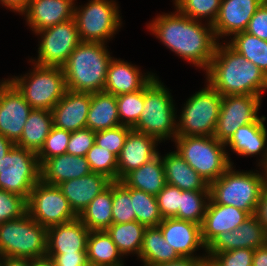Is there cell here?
<instances>
[{
    "label": "cell",
    "instance_id": "obj_34",
    "mask_svg": "<svg viewBox=\"0 0 267 266\" xmlns=\"http://www.w3.org/2000/svg\"><path fill=\"white\" fill-rule=\"evenodd\" d=\"M112 183L98 194L78 218L90 231H105L112 225Z\"/></svg>",
    "mask_w": 267,
    "mask_h": 266
},
{
    "label": "cell",
    "instance_id": "obj_26",
    "mask_svg": "<svg viewBox=\"0 0 267 266\" xmlns=\"http://www.w3.org/2000/svg\"><path fill=\"white\" fill-rule=\"evenodd\" d=\"M113 181L103 174L91 172L58 185L74 213L79 216L88 204Z\"/></svg>",
    "mask_w": 267,
    "mask_h": 266
},
{
    "label": "cell",
    "instance_id": "obj_14",
    "mask_svg": "<svg viewBox=\"0 0 267 266\" xmlns=\"http://www.w3.org/2000/svg\"><path fill=\"white\" fill-rule=\"evenodd\" d=\"M263 96L226 95L222 96L220 114L217 120L214 137L226 143L236 130L247 124L258 121V114Z\"/></svg>",
    "mask_w": 267,
    "mask_h": 266
},
{
    "label": "cell",
    "instance_id": "obj_36",
    "mask_svg": "<svg viewBox=\"0 0 267 266\" xmlns=\"http://www.w3.org/2000/svg\"><path fill=\"white\" fill-rule=\"evenodd\" d=\"M225 42L237 53L260 68L267 76V41L246 31L238 32Z\"/></svg>",
    "mask_w": 267,
    "mask_h": 266
},
{
    "label": "cell",
    "instance_id": "obj_47",
    "mask_svg": "<svg viewBox=\"0 0 267 266\" xmlns=\"http://www.w3.org/2000/svg\"><path fill=\"white\" fill-rule=\"evenodd\" d=\"M156 199L162 218H174L180 208L181 189L176 186L167 184L156 195Z\"/></svg>",
    "mask_w": 267,
    "mask_h": 266
},
{
    "label": "cell",
    "instance_id": "obj_48",
    "mask_svg": "<svg viewBox=\"0 0 267 266\" xmlns=\"http://www.w3.org/2000/svg\"><path fill=\"white\" fill-rule=\"evenodd\" d=\"M95 144V132L89 128L79 129L71 132L69 142L67 144L68 154L74 156L85 157L87 152Z\"/></svg>",
    "mask_w": 267,
    "mask_h": 266
},
{
    "label": "cell",
    "instance_id": "obj_1",
    "mask_svg": "<svg viewBox=\"0 0 267 266\" xmlns=\"http://www.w3.org/2000/svg\"><path fill=\"white\" fill-rule=\"evenodd\" d=\"M175 12L158 14L147 25L167 49L188 63L206 71L218 43L211 24Z\"/></svg>",
    "mask_w": 267,
    "mask_h": 266
},
{
    "label": "cell",
    "instance_id": "obj_46",
    "mask_svg": "<svg viewBox=\"0 0 267 266\" xmlns=\"http://www.w3.org/2000/svg\"><path fill=\"white\" fill-rule=\"evenodd\" d=\"M27 213V200L14 193L0 189V224L14 220Z\"/></svg>",
    "mask_w": 267,
    "mask_h": 266
},
{
    "label": "cell",
    "instance_id": "obj_52",
    "mask_svg": "<svg viewBox=\"0 0 267 266\" xmlns=\"http://www.w3.org/2000/svg\"><path fill=\"white\" fill-rule=\"evenodd\" d=\"M255 215L267 231V182L264 185Z\"/></svg>",
    "mask_w": 267,
    "mask_h": 266
},
{
    "label": "cell",
    "instance_id": "obj_51",
    "mask_svg": "<svg viewBox=\"0 0 267 266\" xmlns=\"http://www.w3.org/2000/svg\"><path fill=\"white\" fill-rule=\"evenodd\" d=\"M149 266H208V259L207 257H180L175 261Z\"/></svg>",
    "mask_w": 267,
    "mask_h": 266
},
{
    "label": "cell",
    "instance_id": "obj_4",
    "mask_svg": "<svg viewBox=\"0 0 267 266\" xmlns=\"http://www.w3.org/2000/svg\"><path fill=\"white\" fill-rule=\"evenodd\" d=\"M238 171L231 165L216 181L209 184L210 200L231 205L254 215L267 182V169Z\"/></svg>",
    "mask_w": 267,
    "mask_h": 266
},
{
    "label": "cell",
    "instance_id": "obj_6",
    "mask_svg": "<svg viewBox=\"0 0 267 266\" xmlns=\"http://www.w3.org/2000/svg\"><path fill=\"white\" fill-rule=\"evenodd\" d=\"M173 142L175 151L208 184L234 164L225 144L214 136H177Z\"/></svg>",
    "mask_w": 267,
    "mask_h": 266
},
{
    "label": "cell",
    "instance_id": "obj_12",
    "mask_svg": "<svg viewBox=\"0 0 267 266\" xmlns=\"http://www.w3.org/2000/svg\"><path fill=\"white\" fill-rule=\"evenodd\" d=\"M27 213L46 228L75 220L67 198L58 186L37 182L27 200Z\"/></svg>",
    "mask_w": 267,
    "mask_h": 266
},
{
    "label": "cell",
    "instance_id": "obj_16",
    "mask_svg": "<svg viewBox=\"0 0 267 266\" xmlns=\"http://www.w3.org/2000/svg\"><path fill=\"white\" fill-rule=\"evenodd\" d=\"M267 244V231L256 215H251L238 228L215 237L207 246L206 254H216L233 249H256Z\"/></svg>",
    "mask_w": 267,
    "mask_h": 266
},
{
    "label": "cell",
    "instance_id": "obj_40",
    "mask_svg": "<svg viewBox=\"0 0 267 266\" xmlns=\"http://www.w3.org/2000/svg\"><path fill=\"white\" fill-rule=\"evenodd\" d=\"M112 224L128 223L136 220L130 187L122 181L112 182Z\"/></svg>",
    "mask_w": 267,
    "mask_h": 266
},
{
    "label": "cell",
    "instance_id": "obj_37",
    "mask_svg": "<svg viewBox=\"0 0 267 266\" xmlns=\"http://www.w3.org/2000/svg\"><path fill=\"white\" fill-rule=\"evenodd\" d=\"M209 200V191L181 190L180 208L174 218L191 221L201 225L204 220Z\"/></svg>",
    "mask_w": 267,
    "mask_h": 266
},
{
    "label": "cell",
    "instance_id": "obj_21",
    "mask_svg": "<svg viewBox=\"0 0 267 266\" xmlns=\"http://www.w3.org/2000/svg\"><path fill=\"white\" fill-rule=\"evenodd\" d=\"M266 117L253 123L239 127L231 138L225 143V147L238 156L259 155L257 166L267 168V129Z\"/></svg>",
    "mask_w": 267,
    "mask_h": 266
},
{
    "label": "cell",
    "instance_id": "obj_43",
    "mask_svg": "<svg viewBox=\"0 0 267 266\" xmlns=\"http://www.w3.org/2000/svg\"><path fill=\"white\" fill-rule=\"evenodd\" d=\"M70 136L71 132L53 126L45 139L43 147L37 153L40 165L46 159L66 154Z\"/></svg>",
    "mask_w": 267,
    "mask_h": 266
},
{
    "label": "cell",
    "instance_id": "obj_7",
    "mask_svg": "<svg viewBox=\"0 0 267 266\" xmlns=\"http://www.w3.org/2000/svg\"><path fill=\"white\" fill-rule=\"evenodd\" d=\"M31 71L7 79L24 96L33 109L52 110L67 88L62 67L42 66L32 62Z\"/></svg>",
    "mask_w": 267,
    "mask_h": 266
},
{
    "label": "cell",
    "instance_id": "obj_50",
    "mask_svg": "<svg viewBox=\"0 0 267 266\" xmlns=\"http://www.w3.org/2000/svg\"><path fill=\"white\" fill-rule=\"evenodd\" d=\"M47 256L53 260L55 266H84L87 264L86 253H70Z\"/></svg>",
    "mask_w": 267,
    "mask_h": 266
},
{
    "label": "cell",
    "instance_id": "obj_53",
    "mask_svg": "<svg viewBox=\"0 0 267 266\" xmlns=\"http://www.w3.org/2000/svg\"><path fill=\"white\" fill-rule=\"evenodd\" d=\"M29 2L30 0H0L2 7L20 15L27 9Z\"/></svg>",
    "mask_w": 267,
    "mask_h": 266
},
{
    "label": "cell",
    "instance_id": "obj_24",
    "mask_svg": "<svg viewBox=\"0 0 267 266\" xmlns=\"http://www.w3.org/2000/svg\"><path fill=\"white\" fill-rule=\"evenodd\" d=\"M90 103L91 93L67 89L52 109L54 126L69 132L86 128Z\"/></svg>",
    "mask_w": 267,
    "mask_h": 266
},
{
    "label": "cell",
    "instance_id": "obj_33",
    "mask_svg": "<svg viewBox=\"0 0 267 266\" xmlns=\"http://www.w3.org/2000/svg\"><path fill=\"white\" fill-rule=\"evenodd\" d=\"M180 256L166 243L158 226L146 227L139 257L143 266L168 263Z\"/></svg>",
    "mask_w": 267,
    "mask_h": 266
},
{
    "label": "cell",
    "instance_id": "obj_2",
    "mask_svg": "<svg viewBox=\"0 0 267 266\" xmlns=\"http://www.w3.org/2000/svg\"><path fill=\"white\" fill-rule=\"evenodd\" d=\"M224 41V43H222ZM218 42L206 70V82L222 96L256 95L267 91L265 73L233 50L225 40Z\"/></svg>",
    "mask_w": 267,
    "mask_h": 266
},
{
    "label": "cell",
    "instance_id": "obj_32",
    "mask_svg": "<svg viewBox=\"0 0 267 266\" xmlns=\"http://www.w3.org/2000/svg\"><path fill=\"white\" fill-rule=\"evenodd\" d=\"M86 254L91 266H125L124 257L106 231H90Z\"/></svg>",
    "mask_w": 267,
    "mask_h": 266
},
{
    "label": "cell",
    "instance_id": "obj_35",
    "mask_svg": "<svg viewBox=\"0 0 267 266\" xmlns=\"http://www.w3.org/2000/svg\"><path fill=\"white\" fill-rule=\"evenodd\" d=\"M145 229L144 225L135 220L128 223L112 224L105 231L123 257L136 254L138 258Z\"/></svg>",
    "mask_w": 267,
    "mask_h": 266
},
{
    "label": "cell",
    "instance_id": "obj_28",
    "mask_svg": "<svg viewBox=\"0 0 267 266\" xmlns=\"http://www.w3.org/2000/svg\"><path fill=\"white\" fill-rule=\"evenodd\" d=\"M167 184L188 191H209V184L174 150L161 155Z\"/></svg>",
    "mask_w": 267,
    "mask_h": 266
},
{
    "label": "cell",
    "instance_id": "obj_3",
    "mask_svg": "<svg viewBox=\"0 0 267 266\" xmlns=\"http://www.w3.org/2000/svg\"><path fill=\"white\" fill-rule=\"evenodd\" d=\"M112 58L107 44L80 42L62 66L66 88L75 92L104 91Z\"/></svg>",
    "mask_w": 267,
    "mask_h": 266
},
{
    "label": "cell",
    "instance_id": "obj_44",
    "mask_svg": "<svg viewBox=\"0 0 267 266\" xmlns=\"http://www.w3.org/2000/svg\"><path fill=\"white\" fill-rule=\"evenodd\" d=\"M131 130L132 128L129 126L120 125L112 129L97 131L95 132V143L109 150L118 158Z\"/></svg>",
    "mask_w": 267,
    "mask_h": 266
},
{
    "label": "cell",
    "instance_id": "obj_19",
    "mask_svg": "<svg viewBox=\"0 0 267 266\" xmlns=\"http://www.w3.org/2000/svg\"><path fill=\"white\" fill-rule=\"evenodd\" d=\"M77 0H30L24 15L33 33L74 18ZM26 17V18H25Z\"/></svg>",
    "mask_w": 267,
    "mask_h": 266
},
{
    "label": "cell",
    "instance_id": "obj_57",
    "mask_svg": "<svg viewBox=\"0 0 267 266\" xmlns=\"http://www.w3.org/2000/svg\"><path fill=\"white\" fill-rule=\"evenodd\" d=\"M29 266H55L53 260L49 256L29 259Z\"/></svg>",
    "mask_w": 267,
    "mask_h": 266
},
{
    "label": "cell",
    "instance_id": "obj_55",
    "mask_svg": "<svg viewBox=\"0 0 267 266\" xmlns=\"http://www.w3.org/2000/svg\"><path fill=\"white\" fill-rule=\"evenodd\" d=\"M2 266H29V259L1 257Z\"/></svg>",
    "mask_w": 267,
    "mask_h": 266
},
{
    "label": "cell",
    "instance_id": "obj_23",
    "mask_svg": "<svg viewBox=\"0 0 267 266\" xmlns=\"http://www.w3.org/2000/svg\"><path fill=\"white\" fill-rule=\"evenodd\" d=\"M139 66L120 58H112L107 69L104 92L118 96L143 89L156 74L142 73Z\"/></svg>",
    "mask_w": 267,
    "mask_h": 266
},
{
    "label": "cell",
    "instance_id": "obj_31",
    "mask_svg": "<svg viewBox=\"0 0 267 266\" xmlns=\"http://www.w3.org/2000/svg\"><path fill=\"white\" fill-rule=\"evenodd\" d=\"M53 126L52 110L32 109L15 145L38 153Z\"/></svg>",
    "mask_w": 267,
    "mask_h": 266
},
{
    "label": "cell",
    "instance_id": "obj_11",
    "mask_svg": "<svg viewBox=\"0 0 267 266\" xmlns=\"http://www.w3.org/2000/svg\"><path fill=\"white\" fill-rule=\"evenodd\" d=\"M41 180L37 153L14 145L0 162V189L28 200L34 185Z\"/></svg>",
    "mask_w": 267,
    "mask_h": 266
},
{
    "label": "cell",
    "instance_id": "obj_8",
    "mask_svg": "<svg viewBox=\"0 0 267 266\" xmlns=\"http://www.w3.org/2000/svg\"><path fill=\"white\" fill-rule=\"evenodd\" d=\"M47 228L28 213L0 224V257L34 259L46 256Z\"/></svg>",
    "mask_w": 267,
    "mask_h": 266
},
{
    "label": "cell",
    "instance_id": "obj_22",
    "mask_svg": "<svg viewBox=\"0 0 267 266\" xmlns=\"http://www.w3.org/2000/svg\"><path fill=\"white\" fill-rule=\"evenodd\" d=\"M160 142L148 134L131 130L124 146L117 158L118 181H121L129 172L141 167L159 154L157 146Z\"/></svg>",
    "mask_w": 267,
    "mask_h": 266
},
{
    "label": "cell",
    "instance_id": "obj_42",
    "mask_svg": "<svg viewBox=\"0 0 267 266\" xmlns=\"http://www.w3.org/2000/svg\"><path fill=\"white\" fill-rule=\"evenodd\" d=\"M85 157L91 172L103 174L112 181H118L117 157L109 150L95 143Z\"/></svg>",
    "mask_w": 267,
    "mask_h": 266
},
{
    "label": "cell",
    "instance_id": "obj_20",
    "mask_svg": "<svg viewBox=\"0 0 267 266\" xmlns=\"http://www.w3.org/2000/svg\"><path fill=\"white\" fill-rule=\"evenodd\" d=\"M90 230L77 217L47 228L46 255L86 253Z\"/></svg>",
    "mask_w": 267,
    "mask_h": 266
},
{
    "label": "cell",
    "instance_id": "obj_5",
    "mask_svg": "<svg viewBox=\"0 0 267 266\" xmlns=\"http://www.w3.org/2000/svg\"><path fill=\"white\" fill-rule=\"evenodd\" d=\"M158 77L156 75L144 87L143 111L132 129L162 143L177 137V109L169 88Z\"/></svg>",
    "mask_w": 267,
    "mask_h": 266
},
{
    "label": "cell",
    "instance_id": "obj_54",
    "mask_svg": "<svg viewBox=\"0 0 267 266\" xmlns=\"http://www.w3.org/2000/svg\"><path fill=\"white\" fill-rule=\"evenodd\" d=\"M252 266H267V244L254 249Z\"/></svg>",
    "mask_w": 267,
    "mask_h": 266
},
{
    "label": "cell",
    "instance_id": "obj_29",
    "mask_svg": "<svg viewBox=\"0 0 267 266\" xmlns=\"http://www.w3.org/2000/svg\"><path fill=\"white\" fill-rule=\"evenodd\" d=\"M160 154L141 167L129 172L121 181L127 187L156 196L167 185L164 165Z\"/></svg>",
    "mask_w": 267,
    "mask_h": 266
},
{
    "label": "cell",
    "instance_id": "obj_41",
    "mask_svg": "<svg viewBox=\"0 0 267 266\" xmlns=\"http://www.w3.org/2000/svg\"><path fill=\"white\" fill-rule=\"evenodd\" d=\"M121 125L133 128L140 119L144 107V88L116 96Z\"/></svg>",
    "mask_w": 267,
    "mask_h": 266
},
{
    "label": "cell",
    "instance_id": "obj_49",
    "mask_svg": "<svg viewBox=\"0 0 267 266\" xmlns=\"http://www.w3.org/2000/svg\"><path fill=\"white\" fill-rule=\"evenodd\" d=\"M264 41H267V2L264 1L250 19L245 30Z\"/></svg>",
    "mask_w": 267,
    "mask_h": 266
},
{
    "label": "cell",
    "instance_id": "obj_10",
    "mask_svg": "<svg viewBox=\"0 0 267 266\" xmlns=\"http://www.w3.org/2000/svg\"><path fill=\"white\" fill-rule=\"evenodd\" d=\"M77 5L74 19L81 42L107 44L123 25L116 0H89L84 6Z\"/></svg>",
    "mask_w": 267,
    "mask_h": 266
},
{
    "label": "cell",
    "instance_id": "obj_27",
    "mask_svg": "<svg viewBox=\"0 0 267 266\" xmlns=\"http://www.w3.org/2000/svg\"><path fill=\"white\" fill-rule=\"evenodd\" d=\"M40 168L41 181L54 186L91 173L86 157L68 153L46 159Z\"/></svg>",
    "mask_w": 267,
    "mask_h": 266
},
{
    "label": "cell",
    "instance_id": "obj_13",
    "mask_svg": "<svg viewBox=\"0 0 267 266\" xmlns=\"http://www.w3.org/2000/svg\"><path fill=\"white\" fill-rule=\"evenodd\" d=\"M40 37L38 55L29 61L42 66L62 67L81 42L74 18L35 32ZM40 35V36H39Z\"/></svg>",
    "mask_w": 267,
    "mask_h": 266
},
{
    "label": "cell",
    "instance_id": "obj_17",
    "mask_svg": "<svg viewBox=\"0 0 267 266\" xmlns=\"http://www.w3.org/2000/svg\"><path fill=\"white\" fill-rule=\"evenodd\" d=\"M158 227L166 243L180 257H207L206 253L202 256L196 253L202 249L206 252V246L201 238V225L177 218H165Z\"/></svg>",
    "mask_w": 267,
    "mask_h": 266
},
{
    "label": "cell",
    "instance_id": "obj_15",
    "mask_svg": "<svg viewBox=\"0 0 267 266\" xmlns=\"http://www.w3.org/2000/svg\"><path fill=\"white\" fill-rule=\"evenodd\" d=\"M32 109L7 78L0 80V134L16 144Z\"/></svg>",
    "mask_w": 267,
    "mask_h": 266
},
{
    "label": "cell",
    "instance_id": "obj_56",
    "mask_svg": "<svg viewBox=\"0 0 267 266\" xmlns=\"http://www.w3.org/2000/svg\"><path fill=\"white\" fill-rule=\"evenodd\" d=\"M15 144L8 138L0 134V162L2 158L12 149Z\"/></svg>",
    "mask_w": 267,
    "mask_h": 266
},
{
    "label": "cell",
    "instance_id": "obj_18",
    "mask_svg": "<svg viewBox=\"0 0 267 266\" xmlns=\"http://www.w3.org/2000/svg\"><path fill=\"white\" fill-rule=\"evenodd\" d=\"M265 0H221L213 23L215 38L220 39L245 31L250 19Z\"/></svg>",
    "mask_w": 267,
    "mask_h": 266
},
{
    "label": "cell",
    "instance_id": "obj_38",
    "mask_svg": "<svg viewBox=\"0 0 267 266\" xmlns=\"http://www.w3.org/2000/svg\"><path fill=\"white\" fill-rule=\"evenodd\" d=\"M130 195L136 221L145 227L158 226L163 218L159 212L156 196L134 188H130Z\"/></svg>",
    "mask_w": 267,
    "mask_h": 266
},
{
    "label": "cell",
    "instance_id": "obj_45",
    "mask_svg": "<svg viewBox=\"0 0 267 266\" xmlns=\"http://www.w3.org/2000/svg\"><path fill=\"white\" fill-rule=\"evenodd\" d=\"M254 249H233L226 252L208 254V266H252Z\"/></svg>",
    "mask_w": 267,
    "mask_h": 266
},
{
    "label": "cell",
    "instance_id": "obj_30",
    "mask_svg": "<svg viewBox=\"0 0 267 266\" xmlns=\"http://www.w3.org/2000/svg\"><path fill=\"white\" fill-rule=\"evenodd\" d=\"M120 125L116 96L104 91L91 93L86 127L97 132Z\"/></svg>",
    "mask_w": 267,
    "mask_h": 266
},
{
    "label": "cell",
    "instance_id": "obj_25",
    "mask_svg": "<svg viewBox=\"0 0 267 266\" xmlns=\"http://www.w3.org/2000/svg\"><path fill=\"white\" fill-rule=\"evenodd\" d=\"M251 215L231 205L216 204L209 200L201 224V238L207 246L215 237L238 228Z\"/></svg>",
    "mask_w": 267,
    "mask_h": 266
},
{
    "label": "cell",
    "instance_id": "obj_9",
    "mask_svg": "<svg viewBox=\"0 0 267 266\" xmlns=\"http://www.w3.org/2000/svg\"><path fill=\"white\" fill-rule=\"evenodd\" d=\"M205 85L187 98L180 115L177 114V136L214 135L222 95L208 83Z\"/></svg>",
    "mask_w": 267,
    "mask_h": 266
},
{
    "label": "cell",
    "instance_id": "obj_39",
    "mask_svg": "<svg viewBox=\"0 0 267 266\" xmlns=\"http://www.w3.org/2000/svg\"><path fill=\"white\" fill-rule=\"evenodd\" d=\"M174 9L181 14L197 21H204L213 25L215 22L221 0H173Z\"/></svg>",
    "mask_w": 267,
    "mask_h": 266
}]
</instances>
